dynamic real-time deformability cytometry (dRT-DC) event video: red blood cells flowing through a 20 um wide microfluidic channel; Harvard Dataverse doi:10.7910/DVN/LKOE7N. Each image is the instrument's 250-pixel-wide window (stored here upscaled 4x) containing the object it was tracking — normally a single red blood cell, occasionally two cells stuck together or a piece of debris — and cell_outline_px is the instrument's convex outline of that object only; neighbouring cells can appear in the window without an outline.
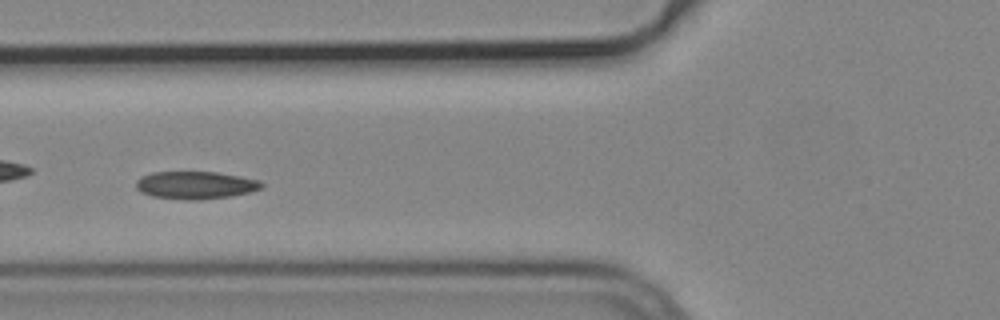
{"species": "common noctule bat (a hibernating species)", "species_latin": "Nyctalus noctula", "temperature_condition": "cold", "stored_images_in_passage": 9, "camera_frame_rate_fps": 3000, "um_per_image_px": 0.085, "animal": {"sex": "male", "body_mass_g": 19.2, "forearm_length_mm": 51.8}, "frame": {"image": 1, "passage_image": 6, "time_ms": 1.667, "image_size_px": [1000, 320], "cell_outline_px": [[264, 188], [232, 196], [200, 200], [188, 200], [152, 196], [140, 192], [136, 188], [136, 180], [140, 176], [152, 172], [216, 172], [240, 176], [260, 180], [264, 184]], "centroid_in_image_um": [16.62, 15.73], "position_along_channel_um": 109.2, "area_um2": 20.4}}
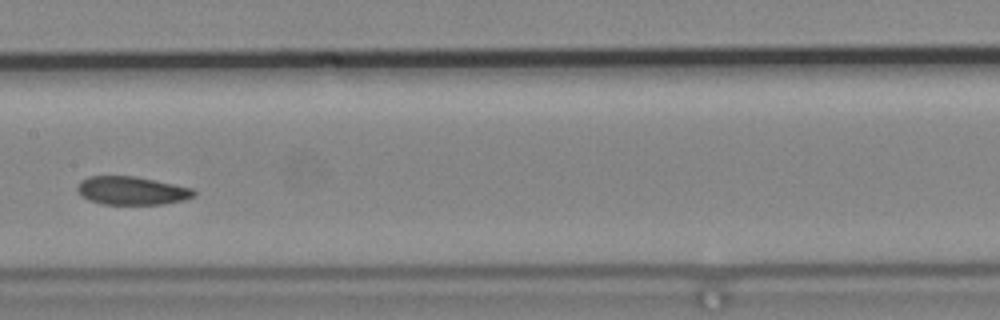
{"frame": {"image": 2, "passage_image": 8, "time_ms": 2.333, "image_size_px": [1000, 320], "cell_outline_px": [[196, 196], [184, 200], [164, 204], [100, 204], [88, 200], [76, 188], [80, 180], [88, 176], [132, 176], [192, 188], [196, 192]], "centroid_in_image_um": [11.19, 16.21], "position_along_channel_um": 196.2, "area_um2": 19.07}}
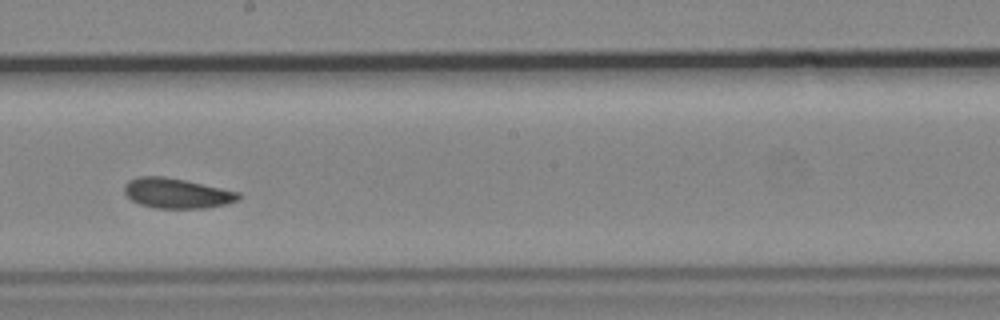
{"frame": {"image": 3, "passage_image": 9, "time_ms": 2.667, "image_size_px": [1000, 320], "cell_outline_px": [[240, 200], [208, 208], [156, 208], [140, 204], [132, 200], [124, 192], [124, 184], [128, 180], [140, 176], [164, 176], [184, 180], [240, 192]], "centroid_in_image_um": [15.02, 16.42], "position_along_channel_um": 233.2, "area_um2": 19.94}}